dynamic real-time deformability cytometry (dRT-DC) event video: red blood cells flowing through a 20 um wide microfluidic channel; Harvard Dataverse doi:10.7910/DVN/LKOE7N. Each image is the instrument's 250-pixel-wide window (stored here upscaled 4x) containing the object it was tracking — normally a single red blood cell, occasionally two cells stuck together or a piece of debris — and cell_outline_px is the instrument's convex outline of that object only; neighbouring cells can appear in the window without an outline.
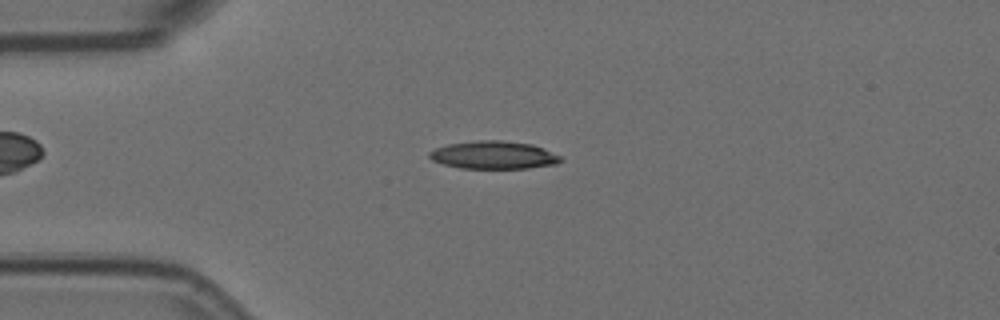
{"species": "Egyptian fruit bat (a non-hibernating species)", "species_latin": "Rousettus aegyptiacus", "temperature_condition": "room temperature", "stored_images_in_passage": 56, "camera_frame_rate_fps": 3000, "um_per_image_px": 0.085, "animal": {"sex": "female"}, "frame": {"image": 1, "passage_image": 14, "time_ms": 4.333, "image_size_px": [1000, 320], "cell_outline_px": [[564, 160], [556, 164], [528, 168], [460, 168], [444, 164], [432, 160], [428, 156], [428, 152], [436, 148], [448, 144], [480, 140], [500, 140], [532, 144], [560, 156]], "centroid_in_image_um": [41.95, 13.18], "position_along_channel_um": 43.1, "area_um2": 21.15}}
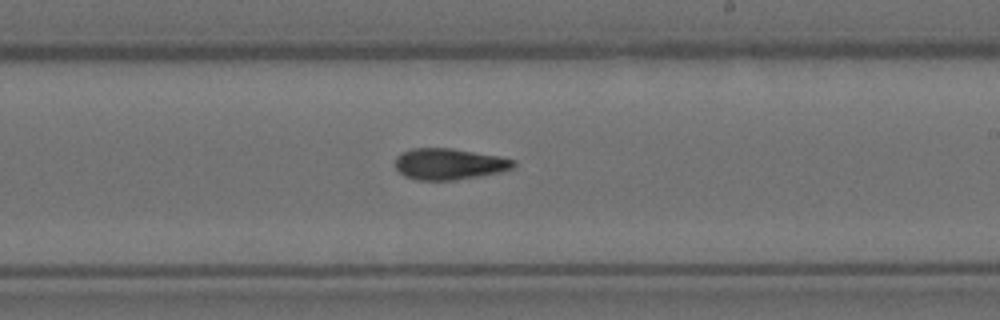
{"frame": {"image": 2, "passage_image": 33, "time_ms": 10.667, "image_size_px": [1000, 320], "cell_outline_px": [[516, 164], [512, 168], [500, 172], [452, 180], [416, 180], [404, 176], [396, 168], [396, 156], [400, 152], [412, 148], [452, 148], [500, 156], [516, 160]], "centroid_in_image_um": [38.16, 13.93], "position_along_channel_um": 250.8, "area_um2": 21.56}}
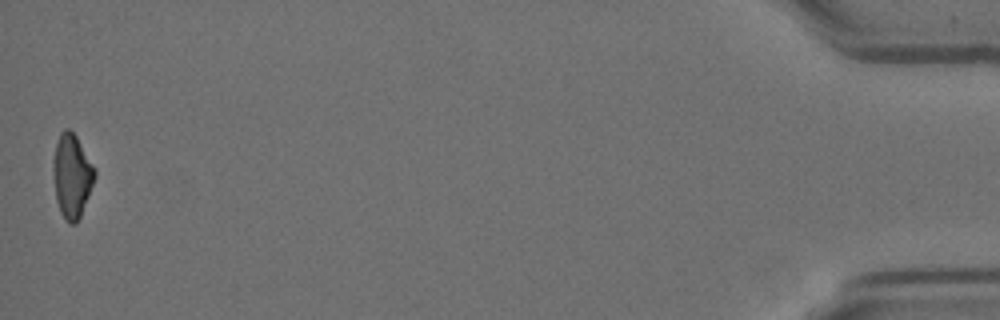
{"frame": {"image": 3, "passage_image": 56, "time_ms": 18.333, "image_size_px": [1000, 320], "cell_outline_px": [[96, 176], [80, 216], [76, 224], [68, 224], [64, 220], [60, 212], [56, 200], [52, 168], [52, 160], [56, 144], [60, 132], [64, 128], [68, 128], [76, 136], [92, 164], [96, 172]], "centroid_in_image_um": [6.08, 14.96], "position_along_channel_um": 429.1, "area_um2": 20.23}, "authors_computed_cell_mechanics": {"area_um2": 21.1259, "velocity_mm_per_s": 3.5961, "shape_relaxation_time_tau1_ms": null, "shape_relaxation_time_tau2_ms": 4.6311, "deformation_change_tau1": null, "deformation_change_tau2": 0.1214}}